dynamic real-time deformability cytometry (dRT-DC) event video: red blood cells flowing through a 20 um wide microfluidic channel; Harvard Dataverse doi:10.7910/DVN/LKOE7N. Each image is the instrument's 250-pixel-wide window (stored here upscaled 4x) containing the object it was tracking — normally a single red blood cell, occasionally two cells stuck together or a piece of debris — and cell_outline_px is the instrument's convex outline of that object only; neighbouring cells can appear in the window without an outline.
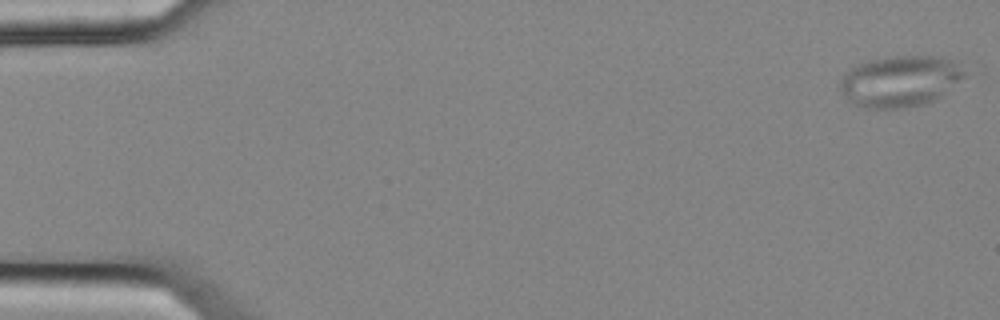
{"species": "common noctule bat (a hibernating species)", "species_latin": "Nyctalus noctula", "temperature_condition": "cold", "stored_images_in_passage": 5, "camera_frame_rate_fps": 3000, "um_per_image_px": 0.085, "animal": {"sex": "female", "body_mass_g": 25.1}, "frame": {"image": 1, "passage_image": 5, "time_ms": 1.333, "image_size_px": [1000, 320], "cell_outline_px": [[964, 76], [940, 96], [924, 104], [900, 108], [868, 108], [856, 104], [848, 100], [840, 92], [840, 80], [852, 68], [868, 60], [896, 56], [944, 56], [956, 60], [964, 72]], "centroid_in_image_um": [76.51, 6.88], "position_along_channel_um": 8.5, "area_um2": 36.65}}